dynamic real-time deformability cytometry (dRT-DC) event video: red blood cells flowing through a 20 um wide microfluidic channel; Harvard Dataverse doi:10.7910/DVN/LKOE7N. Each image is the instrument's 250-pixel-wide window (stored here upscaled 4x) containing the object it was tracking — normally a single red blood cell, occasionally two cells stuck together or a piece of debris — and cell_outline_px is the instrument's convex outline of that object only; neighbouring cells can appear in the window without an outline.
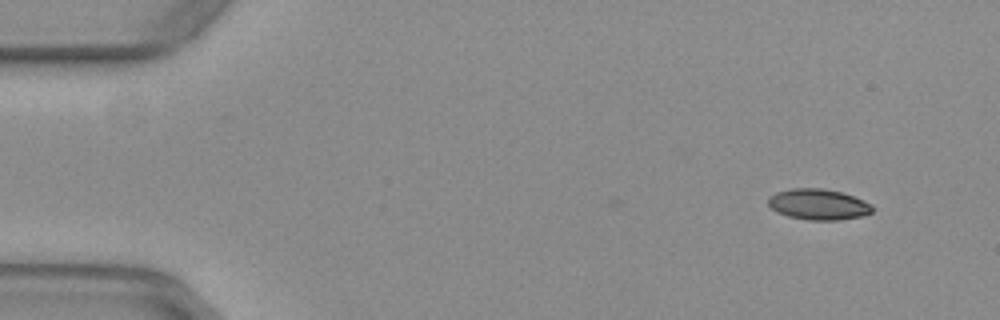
{"species": "common noctule bat (a hibernating species)", "species_latin": "Nyctalus noctula", "temperature_condition": "warm", "stored_images_in_passage": 6, "camera_frame_rate_fps": 3000, "um_per_image_px": 0.085, "animal": {"sex": "female", "body_mass_g": 29.2, "forearm_length_mm": 56.3}, "frame": {"image": 1, "passage_image": 1, "time_ms": 0.0, "image_size_px": [1000, 320], "cell_outline_px": [[872, 212], [864, 216], [840, 220], [808, 220], [788, 216], [776, 212], [768, 204], [768, 196], [776, 192], [788, 188], [820, 188], [840, 192], [864, 200], [872, 204]], "centroid_in_image_um": [69.54, 17.37], "position_along_channel_um": 15.5, "area_um2": 18.84}}